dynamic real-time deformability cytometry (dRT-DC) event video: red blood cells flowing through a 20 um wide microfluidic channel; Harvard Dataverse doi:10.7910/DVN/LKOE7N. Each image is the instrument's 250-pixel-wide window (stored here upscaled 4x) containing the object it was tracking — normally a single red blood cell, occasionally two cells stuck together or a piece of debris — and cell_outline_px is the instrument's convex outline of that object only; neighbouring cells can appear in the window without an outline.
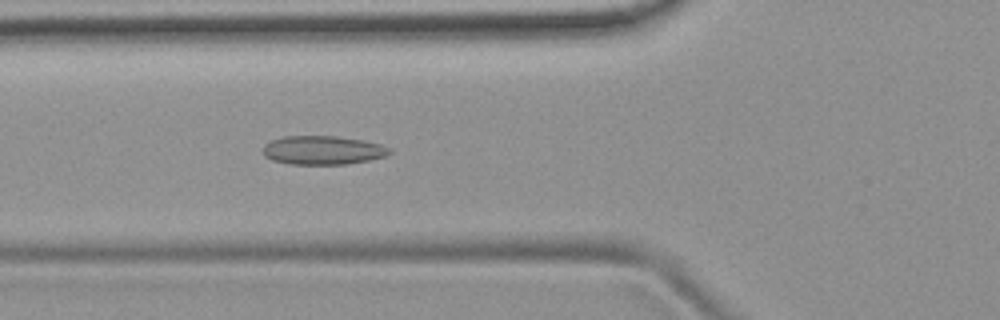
{"species": "common noctule bat (a hibernating species)", "species_latin": "Nyctalus noctula", "temperature_condition": "room temperature", "stored_images_in_passage": 43, "camera_frame_rate_fps": 3000, "um_per_image_px": 0.085, "animal": {"sex": "female", "body_mass_g": 19.9}, "frame": {"image": 1, "passage_image": 10, "time_ms": 3.0, "image_size_px": [1000, 320], "cell_outline_px": [[392, 152], [384, 156], [368, 160], [348, 164], [292, 164], [272, 160], [264, 156], [264, 144], [272, 140], [284, 136], [336, 136], [364, 140], [380, 144], [388, 148]], "centroid_in_image_um": [27.43, 12.76], "position_along_channel_um": 98.4, "area_um2": 21.1}}
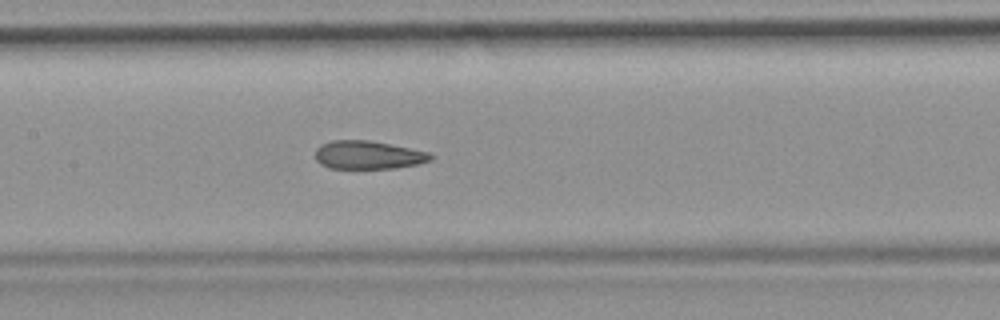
{"frame": {"image": 2, "passage_image": 16, "time_ms": 5.0, "image_size_px": [1000, 320], "cell_outline_px": [[432, 160], [416, 164], [396, 168], [328, 168], [320, 164], [316, 160], [316, 148], [320, 144], [332, 140], [368, 140], [428, 152], [432, 156]], "centroid_in_image_um": [31.24, 13.17], "position_along_channel_um": 176.2, "area_um2": 18.84}}
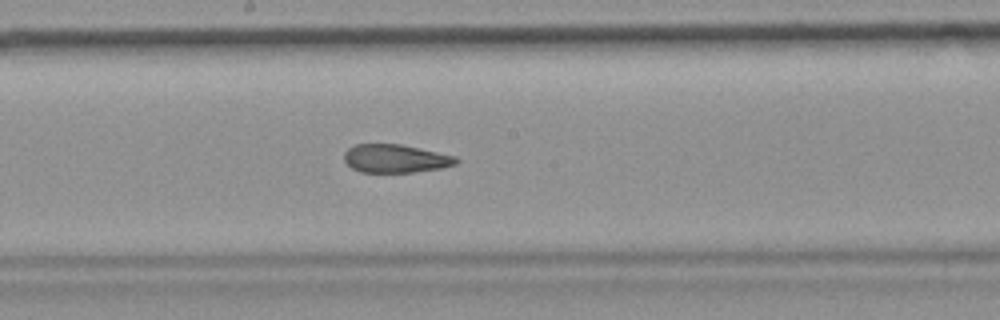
{"frame": {"image": 3, "passage_image": 19, "time_ms": 6.0, "image_size_px": [1000, 320], "cell_outline_px": [[460, 160], [456, 164], [440, 168], [412, 172], [360, 172], [352, 168], [344, 160], [344, 152], [348, 148], [356, 144], [400, 144], [420, 148], [456, 156]], "centroid_in_image_um": [33.61, 13.47], "position_along_channel_um": 214.6, "area_um2": 18.44}, "authors_computed_cell_mechanics": {"area_um2": 20.1144, "velocity_mm_per_s": 3.8698, "shape_relaxation_time_tau1_ms": null, "shape_relaxation_time_tau2_ms": 2.4234, "deformation_change_tau1": null, "deformation_change_tau2": 0.1086}}